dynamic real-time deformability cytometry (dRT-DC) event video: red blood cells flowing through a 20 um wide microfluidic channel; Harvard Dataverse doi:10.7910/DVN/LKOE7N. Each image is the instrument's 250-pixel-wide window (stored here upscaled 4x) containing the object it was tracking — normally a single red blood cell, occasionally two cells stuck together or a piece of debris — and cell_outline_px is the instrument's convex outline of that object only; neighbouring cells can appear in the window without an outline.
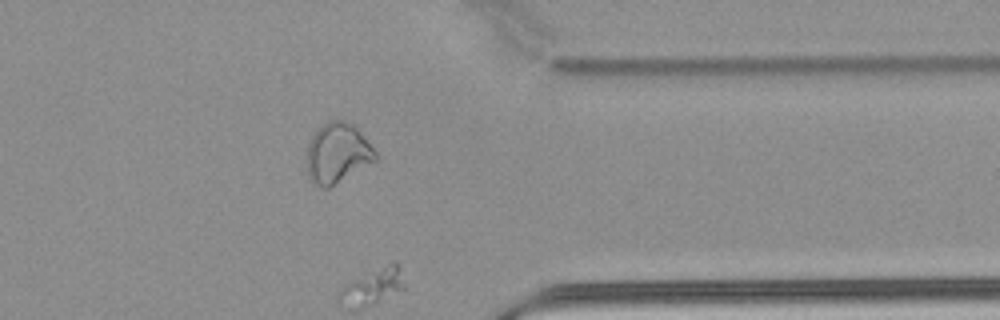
{"species": "common noctule bat (a hibernating species)", "species_latin": "Nyctalus noctula", "temperature_condition": "warm", "stored_images_in_passage": 51, "segment_of_instrument_passage": [2, 2], "camera_frame_rate_fps": 3000, "um_per_image_px": 0.085, "animal": {"sex": "male", "body_mass_g": 21.5, "forearm_length_mm": 52.0}, "frame": {"image": 1, "passage_image": 42, "time_ms": 13.667, "image_size_px": [1000, 320], "cell_outline_px": [[376, 160], [328, 188], [320, 188], [308, 176], [308, 144], [312, 136], [324, 120], [344, 120], [352, 124], [360, 132], [376, 152]], "centroid_in_image_um": [28.67, 12.99], "position_along_channel_um": 382.7, "area_um2": 23.64}}